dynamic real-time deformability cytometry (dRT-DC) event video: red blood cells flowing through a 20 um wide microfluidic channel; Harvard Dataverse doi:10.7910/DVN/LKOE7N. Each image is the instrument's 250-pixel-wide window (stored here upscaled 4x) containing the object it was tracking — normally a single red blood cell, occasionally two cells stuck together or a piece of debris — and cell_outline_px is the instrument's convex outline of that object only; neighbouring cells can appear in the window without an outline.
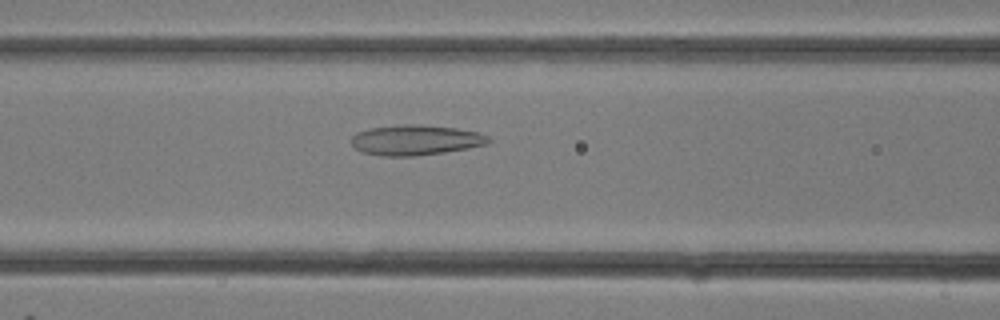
{"species": "common noctule bat (a hibernating species)", "species_latin": "Nyctalus noctula", "temperature_condition": "room temperature", "stored_images_in_passage": 13, "camera_frame_rate_fps": 3000, "um_per_image_px": 0.085, "animal": {"sex": "female"}, "frame": {"image": 1, "passage_image": 5, "time_ms": 1.333, "image_size_px": [1000, 320], "cell_outline_px": [[492, 140], [488, 144], [468, 148], [444, 152], [416, 156], [384, 156], [360, 152], [352, 144], [352, 136], [356, 132], [372, 128], [404, 124], [420, 124], [456, 128], [476, 132], [488, 136]], "centroid_in_image_um": [35.33, 11.91], "position_along_channel_um": 131.3, "area_um2": 24.16}}
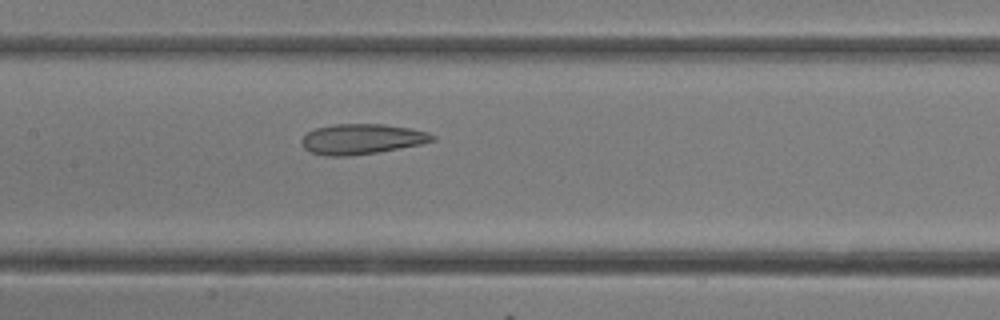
{"frame": {"image": 2, "passage_image": 7, "time_ms": 2.0, "image_size_px": [1000, 320], "cell_outline_px": [[436, 140], [420, 144], [376, 152], [348, 156], [324, 156], [308, 152], [300, 144], [300, 140], [308, 132], [316, 128], [336, 124], [384, 124], [412, 128], [428, 132], [436, 136]], "centroid_in_image_um": [30.73, 11.82], "position_along_channel_um": 176.7, "area_um2": 23.18}}